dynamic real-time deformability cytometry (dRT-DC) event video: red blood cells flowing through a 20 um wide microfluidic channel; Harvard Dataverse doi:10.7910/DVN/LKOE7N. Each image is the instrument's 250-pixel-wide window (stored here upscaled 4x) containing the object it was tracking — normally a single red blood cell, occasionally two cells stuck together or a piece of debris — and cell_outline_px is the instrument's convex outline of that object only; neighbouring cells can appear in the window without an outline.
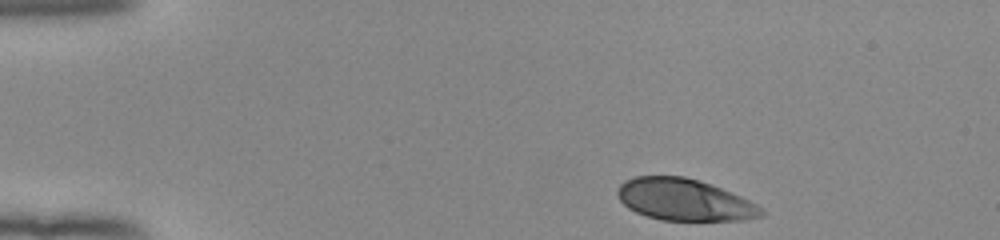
{"species": "human", "species_latin": "Homo sapiens", "temperature_condition": "room temperature", "stored_images_in_passage": 38, "camera_frame_rate_fps": 3000, "um_per_image_px": 0.085, "donor": {"sex": "female"}, "frame": {"image": 1, "passage_image": 1, "time_ms": 0.0, "image_size_px": [1000, 240], "cell_outline_px": [[764, 216], [744, 220], [660, 220], [636, 212], [628, 208], [620, 200], [616, 192], [620, 184], [624, 180], [636, 176], [684, 176], [700, 180], [712, 184], [740, 196], [756, 204], [764, 212]], "centroid_in_image_um": [58.15, 16.97], "position_along_channel_um": 26.8, "area_um2": 34.97}}
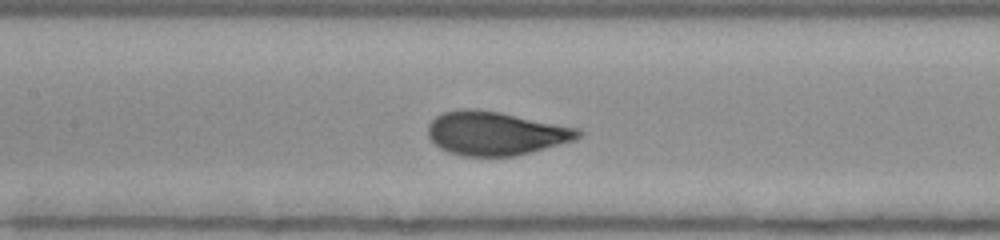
{"frame": {"image": 2, "passage_image": 18, "time_ms": 5.667, "image_size_px": [1000, 240], "cell_outline_px": [[584, 132], [576, 140], [516, 156], [464, 156], [448, 152], [440, 148], [428, 136], [428, 124], [436, 116], [444, 112], [460, 108], [472, 108], [500, 112], [580, 128]], "centroid_in_image_um": [42.15, 11.33], "position_along_channel_um": 165.2, "area_um2": 38.44}}
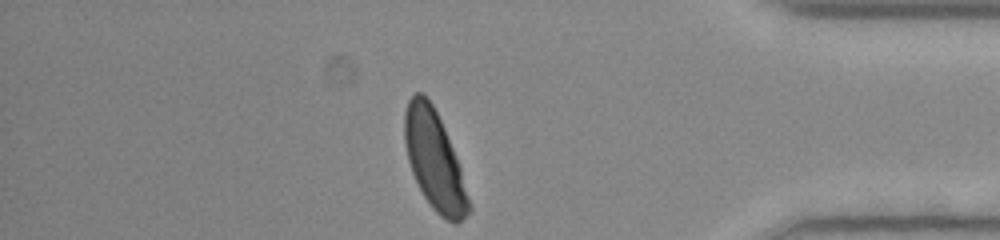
{"frame": {"image": 3, "passage_image": 38, "time_ms": 12.333, "image_size_px": [1000, 240], "cell_outline_px": [[472, 208], [456, 224], [452, 224], [440, 216], [432, 208], [424, 196], [412, 172], [408, 160], [404, 140], [404, 112], [408, 100], [416, 92], [424, 92], [432, 104], [444, 128], [460, 168], [472, 204]], "centroid_in_image_um": [36.92, 13.64], "position_along_channel_um": 398.3, "area_um2": 36.65}, "authors_computed_cell_mechanics": {"area_um2": 36.7608, "velocity_mm_per_s": 3.9082, "shape_relaxation_time_tau1_ms": 2.6263, "shape_relaxation_time_tau2_ms": null, "deformation_change_tau1": 0.1507, "deformation_change_tau2": null}}